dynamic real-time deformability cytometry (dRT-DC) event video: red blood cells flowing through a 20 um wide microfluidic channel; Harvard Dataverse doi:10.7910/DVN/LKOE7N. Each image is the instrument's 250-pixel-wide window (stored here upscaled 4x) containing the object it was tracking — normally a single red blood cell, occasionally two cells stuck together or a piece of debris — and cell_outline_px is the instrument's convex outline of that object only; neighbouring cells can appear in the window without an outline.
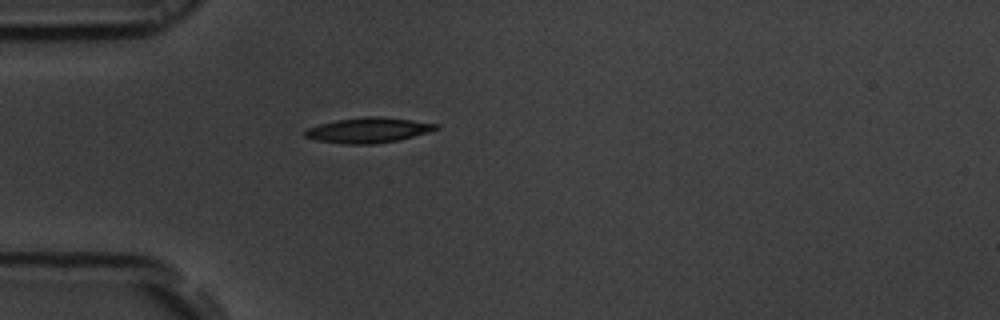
{"species": "common noctule bat (a hibernating species)", "species_latin": "Nyctalus noctula", "temperature_condition": "room temperature", "stored_images_in_passage": 39, "camera_frame_rate_fps": 3000, "um_per_image_px": 0.085, "animal": {"sex": "male", "body_mass_g": 19.5, "forearm_length_mm": 54.6}, "frame": {"image": 1, "passage_image": 1, "time_ms": 0.0, "image_size_px": [1000, 320], "cell_outline_px": [[440, 128], [428, 132], [396, 140], [376, 144], [344, 144], [316, 140], [304, 136], [304, 132], [308, 128], [320, 124], [336, 120], [364, 116], [380, 116], [412, 120], [440, 124]], "centroid_in_image_um": [31.31, 11.06], "position_along_channel_um": 53.7, "area_um2": 19.19}}
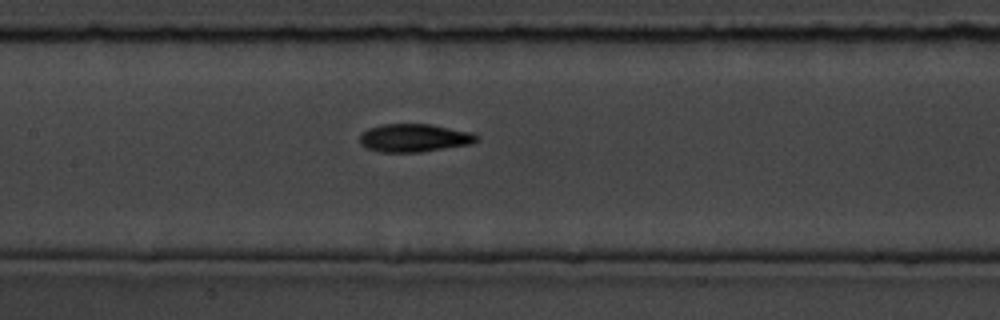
{"frame": {"image": 2, "passage_image": 11, "time_ms": 3.333, "image_size_px": [1000, 320], "cell_outline_px": [[480, 136], [472, 144], [420, 152], [380, 152], [364, 148], [360, 140], [360, 136], [368, 128], [380, 124], [432, 124], [472, 132]], "centroid_in_image_um": [35.22, 11.72], "position_along_channel_um": 172.2, "area_um2": 19.25}}
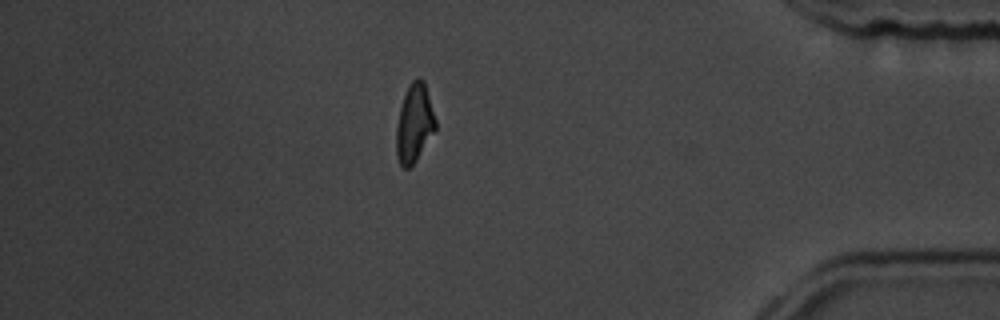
{"frame": {"image": 3, "passage_image": 32, "time_ms": 10.333, "image_size_px": [1000, 320], "cell_outline_px": [[436, 128], [416, 160], [408, 168], [404, 168], [400, 164], [396, 156], [396, 128], [400, 108], [404, 96], [412, 80], [420, 76], [424, 80], [436, 120]], "centroid_in_image_um": [35.21, 10.47], "position_along_channel_um": 400.0, "area_um2": 17.69}, "authors_computed_cell_mechanics": {"area_um2": 18.4382, "velocity_mm_per_s": 3.7952, "shape_relaxation_time_tau1_ms": 4.4808, "shape_relaxation_time_tau2_ms": 5.4332, "deformation_change_tau1": 0.1534, "deformation_change_tau2": 0.1362}}